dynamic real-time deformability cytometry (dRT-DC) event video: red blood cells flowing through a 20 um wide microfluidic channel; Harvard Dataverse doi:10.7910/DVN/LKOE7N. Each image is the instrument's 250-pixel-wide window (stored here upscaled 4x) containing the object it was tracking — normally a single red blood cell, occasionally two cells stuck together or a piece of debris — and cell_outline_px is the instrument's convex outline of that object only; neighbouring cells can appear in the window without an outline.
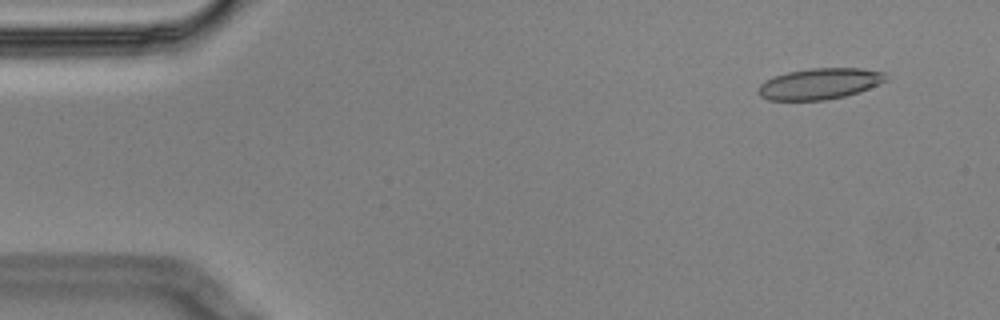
{"species": "Egyptian fruit bat (a non-hibernating species)", "species_latin": "Rousettus aegyptiacus", "temperature_condition": "cold", "stored_images_in_passage": 7, "camera_frame_rate_fps": 3000, "um_per_image_px": 0.085, "animal": {"sex": "male"}, "frame": {"image": 1, "passage_image": 2, "time_ms": 0.333, "image_size_px": [1000, 320], "cell_outline_px": [[888, 80], [860, 92], [844, 96], [824, 100], [768, 100], [760, 96], [756, 92], [760, 84], [776, 76], [788, 72], [812, 68], [864, 68], [888, 72]], "centroid_in_image_um": [69.73, 7.11], "position_along_channel_um": 15.3, "area_um2": 23.24}}
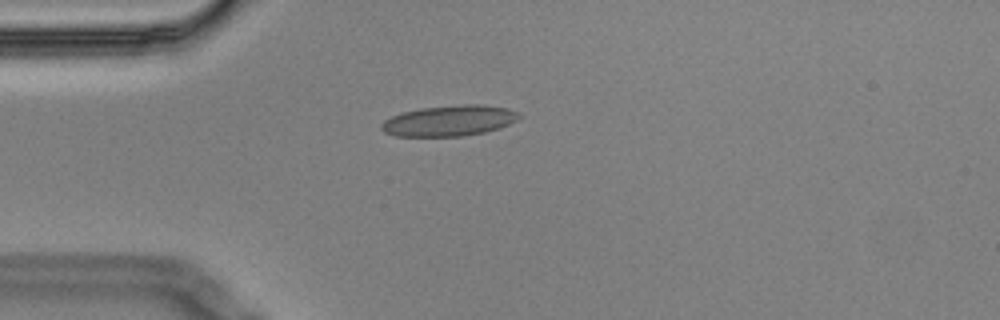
{"frame": {"image": 2, "passage_image": 5, "time_ms": 1.333, "image_size_px": [1000, 320], "cell_outline_px": [[520, 116], [516, 120], [508, 124], [484, 132], [460, 136], [396, 136], [384, 132], [380, 128], [380, 124], [384, 120], [392, 116], [404, 112], [420, 108], [464, 104], [480, 104], [508, 108], [520, 112]], "centroid_in_image_um": [38.17, 10.25], "position_along_channel_um": 46.8, "area_um2": 24.51}}